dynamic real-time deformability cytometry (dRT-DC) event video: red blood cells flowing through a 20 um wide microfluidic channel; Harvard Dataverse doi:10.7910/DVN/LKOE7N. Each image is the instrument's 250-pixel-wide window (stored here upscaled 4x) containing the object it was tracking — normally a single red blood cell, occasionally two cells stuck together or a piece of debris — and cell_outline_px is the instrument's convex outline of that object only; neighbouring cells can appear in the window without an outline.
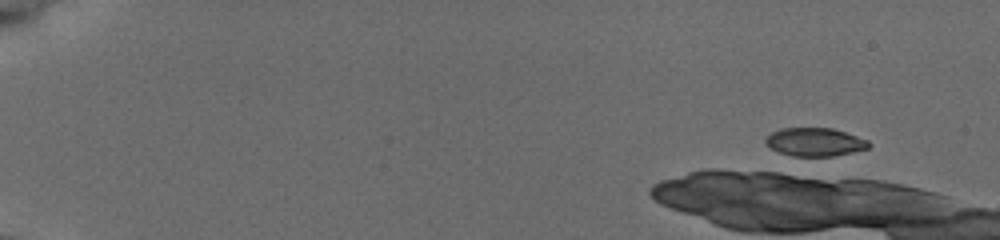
{"species": "common noctule bat (a hibernating species)", "species_latin": "Nyctalus noctula", "temperature_condition": "cold", "stored_images_in_passage": 1, "camera_frame_rate_fps": 3000, "um_per_image_px": 0.085, "animal": {"sex": "female", "body_mass_g": 19.5, "forearm_length_mm": 54.1}, "frame": {"image": 1, "passage_image": 1, "time_ms": 0.0, "image_size_px": [1000, 240], "cell_outline_px": [[872, 144], [868, 148], [852, 152], [832, 156], [792, 156], [780, 152], [772, 148], [764, 140], [772, 132], [780, 128], [832, 128], [868, 140]], "centroid_in_image_um": [69.28, 12.07], "position_along_channel_um": 15.7, "area_um2": 16.82}}